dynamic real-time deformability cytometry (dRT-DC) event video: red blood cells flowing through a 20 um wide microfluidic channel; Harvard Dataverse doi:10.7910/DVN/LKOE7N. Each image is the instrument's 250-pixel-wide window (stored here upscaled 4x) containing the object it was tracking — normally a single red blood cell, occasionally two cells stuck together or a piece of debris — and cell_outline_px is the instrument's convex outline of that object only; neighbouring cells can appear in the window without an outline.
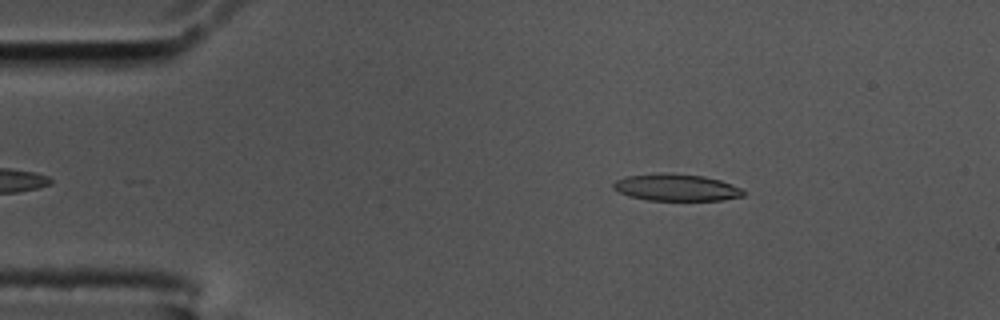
{"species": "common noctule bat (a hibernating species)", "species_latin": "Nyctalus noctula", "temperature_condition": "cold", "stored_images_in_passage": 43, "camera_frame_rate_fps": 3000, "um_per_image_px": 0.085, "animal": {"sex": "male", "body_mass_g": 17.5, "forearm_length_mm": 52.3}, "frame": {"image": 1, "passage_image": 4, "time_ms": 1.0, "image_size_px": [1000, 320], "cell_outline_px": [[744, 196], [724, 200], [648, 200], [628, 196], [612, 188], [612, 184], [616, 180], [624, 176], [660, 172], [704, 176], [720, 180], [732, 184], [740, 188], [744, 192]], "centroid_in_image_um": [57.45, 15.93], "position_along_channel_um": 27.5, "area_um2": 20.52}}
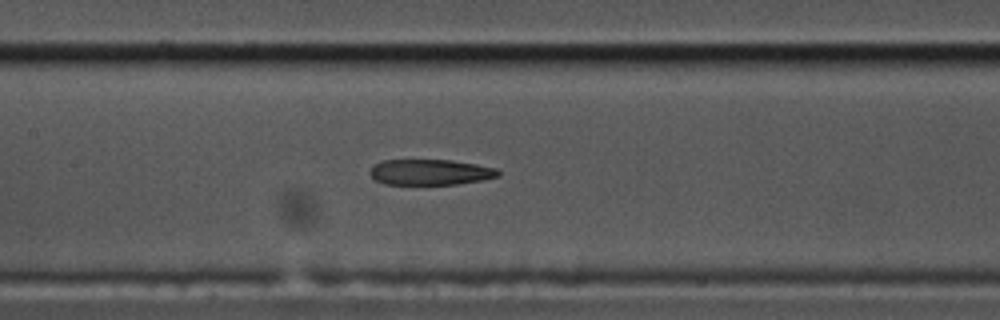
{"frame": {"image": 2, "passage_image": 21, "time_ms": 6.667, "image_size_px": [1000, 320], "cell_outline_px": [[500, 176], [484, 180], [456, 184], [384, 184], [376, 180], [368, 172], [372, 164], [384, 160], [452, 160], [476, 164], [496, 168], [500, 172]], "centroid_in_image_um": [36.57, 14.63], "position_along_channel_um": 170.8, "area_um2": 19.31}}
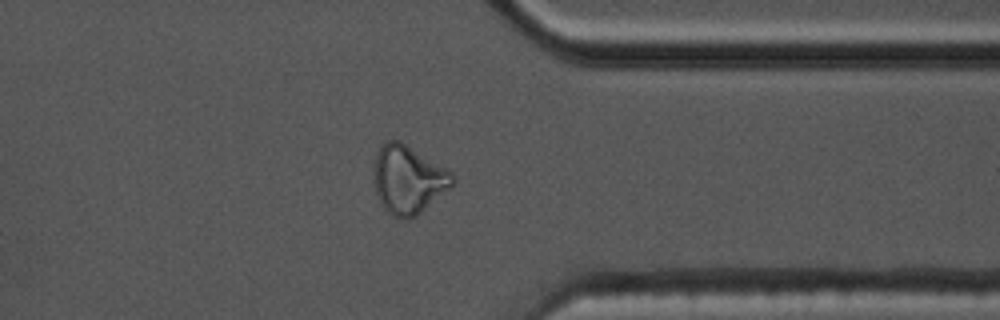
{"frame": {"image": 3, "passage_image": 39, "time_ms": 12.667, "image_size_px": [1000, 320], "cell_outline_px": [[456, 180], [448, 188], [416, 216], [408, 220], [400, 220], [392, 216], [384, 208], [376, 192], [372, 180], [372, 168], [376, 152], [388, 140], [400, 140], [448, 168], [452, 172]], "centroid_in_image_um": [34.66, 15.25], "position_along_channel_um": 376.7, "area_um2": 31.62}, "authors_computed_cell_mechanics": {"area_um2": 21.097, "velocity_mm_per_s": 3.5224, "shape_relaxation_time_tau1_ms": null, "shape_relaxation_time_tau2_ms": 3.589, "deformation_change_tau1": null, "deformation_change_tau2": 0.143}}